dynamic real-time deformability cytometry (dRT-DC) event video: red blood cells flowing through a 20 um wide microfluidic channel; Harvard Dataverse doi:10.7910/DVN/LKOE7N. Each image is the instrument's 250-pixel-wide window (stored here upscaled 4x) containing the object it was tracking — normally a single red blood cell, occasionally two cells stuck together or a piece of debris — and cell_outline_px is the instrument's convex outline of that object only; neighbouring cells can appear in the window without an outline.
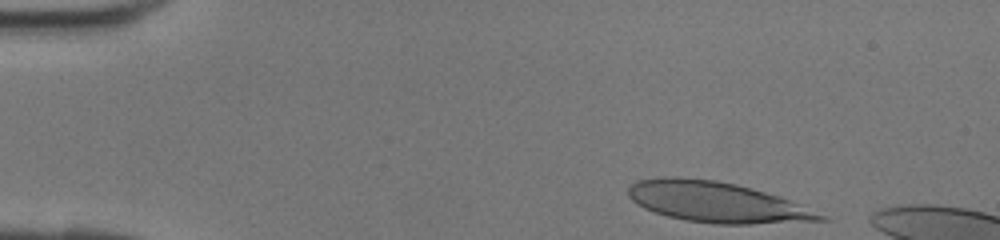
{"species": "human", "species_latin": "Homo sapiens", "temperature_condition": "room temperature", "stored_images_in_passage": 9, "camera_frame_rate_fps": 3000, "um_per_image_px": 0.085, "donor": {"sex": "female"}, "frame": {"image": 1, "passage_image": 1, "time_ms": 0.0, "image_size_px": [1000, 240], "cell_outline_px": [[832, 220], [752, 224], [716, 224], [684, 220], [668, 216], [644, 208], [636, 204], [628, 196], [628, 188], [636, 180], [660, 176], [676, 176], [716, 180], [736, 184], [752, 188], [780, 196], [828, 216]], "centroid_in_image_um": [60.92, 17.17], "position_along_channel_um": 24.1, "area_um2": 45.66}}